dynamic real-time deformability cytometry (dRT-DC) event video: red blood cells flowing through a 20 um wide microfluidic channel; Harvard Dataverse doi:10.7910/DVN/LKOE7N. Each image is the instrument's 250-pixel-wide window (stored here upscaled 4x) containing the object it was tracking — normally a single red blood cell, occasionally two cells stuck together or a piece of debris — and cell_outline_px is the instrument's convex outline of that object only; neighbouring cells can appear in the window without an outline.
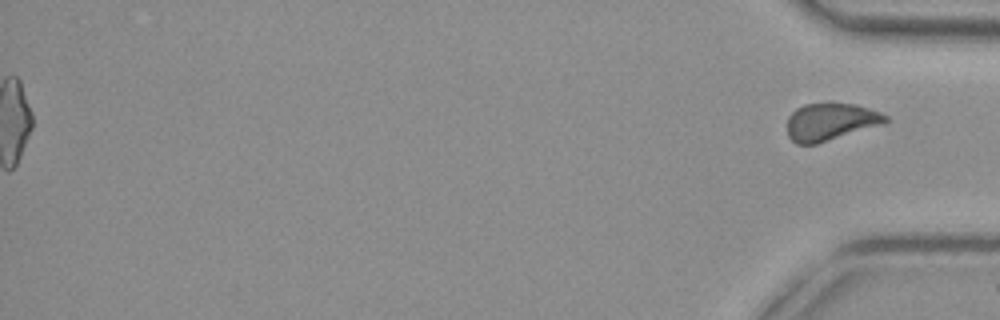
{"species": "common noctule bat (a hibernating species)", "species_latin": "Nyctalus noctula", "temperature_condition": "cold", "stored_images_in_passage": 56, "segment_of_instrument_passage": [2, 2], "camera_frame_rate_fps": 3000, "um_per_image_px": 0.085, "animal": {"sex": "female", "body_mass_g": 29.2, "forearm_length_mm": 56.3}, "frame": {"image": 1, "passage_image": 56, "time_ms": 18.333, "image_size_px": [1000, 320], "cell_outline_px": [[888, 120], [884, 124], [816, 144], [796, 144], [788, 136], [788, 116], [796, 108], [804, 104], [856, 104], [880, 112], [888, 116]], "centroid_in_image_um": [70.6, 10.36], "position_along_channel_um": 364.6, "area_um2": 21.27}}